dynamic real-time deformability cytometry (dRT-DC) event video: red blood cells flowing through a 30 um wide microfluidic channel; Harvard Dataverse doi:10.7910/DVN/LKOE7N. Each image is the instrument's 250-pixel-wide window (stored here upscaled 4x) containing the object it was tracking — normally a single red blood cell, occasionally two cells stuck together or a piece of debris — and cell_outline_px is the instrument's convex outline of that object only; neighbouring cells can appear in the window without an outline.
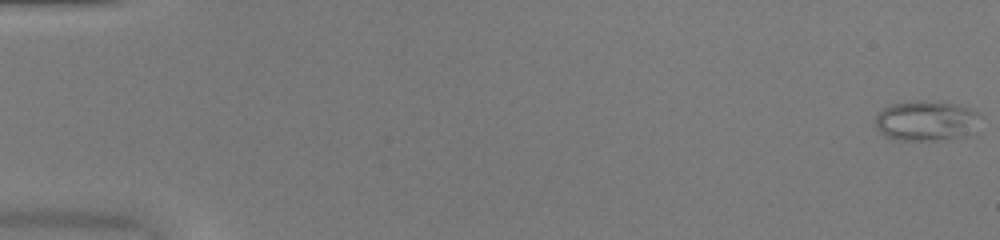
{"species": "common noctule bat (a hibernating species)", "species_latin": "Nyctalus noctula", "temperature_condition": "warm", "stored_images_in_passage": 52, "camera_frame_rate_fps": 3000, "um_per_image_px": 0.085, "animal": {"sex": "female", "body_mass_g": 20.0, "forearm_length_mm": 54.0}, "frame": {"image": 1, "passage_image": 1, "time_ms": 0.0, "image_size_px": [1000, 240], "cell_outline_px": [[984, 116], [968, 136], [940, 140], [896, 140], [884, 136], [876, 128], [876, 116], [884, 108], [892, 104], [916, 100], [924, 100], [956, 104], [980, 112]], "centroid_in_image_um": [78.77, 10.27], "position_along_channel_um": 6.2, "area_um2": 24.91}}
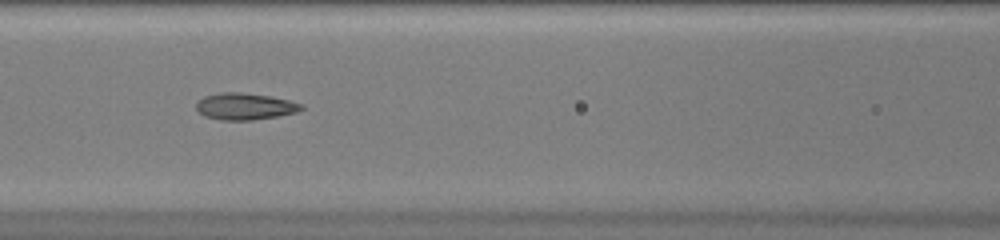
{"frame": {"image": 2, "passage_image": 24, "time_ms": 7.667, "image_size_px": [1000, 240], "cell_outline_px": [[304, 108], [296, 112], [276, 116], [252, 120], [220, 120], [204, 116], [196, 108], [196, 104], [204, 96], [220, 92], [240, 92], [272, 96], [304, 104]], "centroid_in_image_um": [20.82, 9.03], "position_along_channel_um": 145.8, "area_um2": 16.36}}
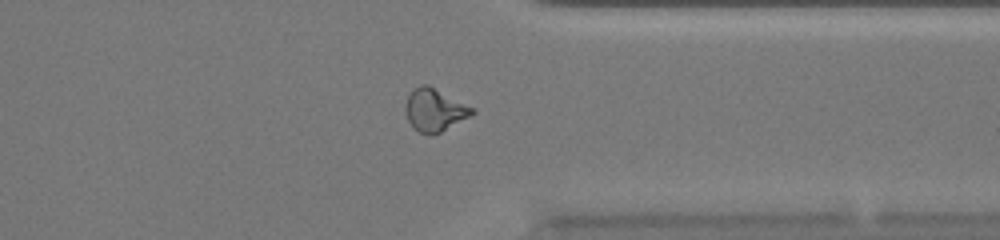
{"frame": {"image": 3, "passage_image": 41, "time_ms": 13.333, "image_size_px": [1000, 240], "cell_outline_px": [[476, 112], [472, 116], [440, 132], [420, 132], [412, 128], [408, 120], [404, 108], [408, 96], [420, 84], [428, 84], [472, 108]], "centroid_in_image_um": [36.93, 9.34], "position_along_channel_um": 374.5, "area_um2": 16.13}, "authors_computed_cell_mechanics": {"area_um2": 17.1666, "velocity_mm_per_s": 4.0876, "shape_relaxation_time_tau1_ms": null, "shape_relaxation_time_tau2_ms": 1.6669, "deformation_change_tau1": null, "deformation_change_tau2": 0.0855}}